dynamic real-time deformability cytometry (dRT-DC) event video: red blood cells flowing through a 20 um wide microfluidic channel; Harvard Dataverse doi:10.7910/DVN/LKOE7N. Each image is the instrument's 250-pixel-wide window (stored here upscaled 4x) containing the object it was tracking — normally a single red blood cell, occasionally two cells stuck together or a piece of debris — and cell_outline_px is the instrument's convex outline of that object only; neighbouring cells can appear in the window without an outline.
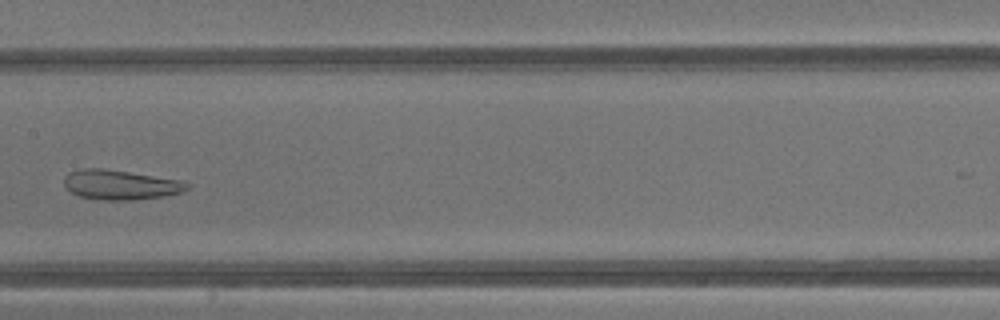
{"species": "common noctule bat (a hibernating species)", "species_latin": "Nyctalus noctula", "temperature_condition": "warm", "stored_images_in_passage": 43, "camera_frame_rate_fps": 3000, "um_per_image_px": 0.085, "animal": {"sex": "male", "body_mass_g": 13.3}, "frame": {"image": 1, "passage_image": 23, "time_ms": 7.333, "image_size_px": [1000, 320], "cell_outline_px": [[188, 188], [180, 192], [164, 196], [136, 200], [104, 200], [80, 196], [72, 192], [64, 184], [64, 176], [68, 172], [80, 168], [104, 168], [184, 180], [188, 184]], "centroid_in_image_um": [10.23, 15.69], "position_along_channel_um": 197.2, "area_um2": 21.39}}
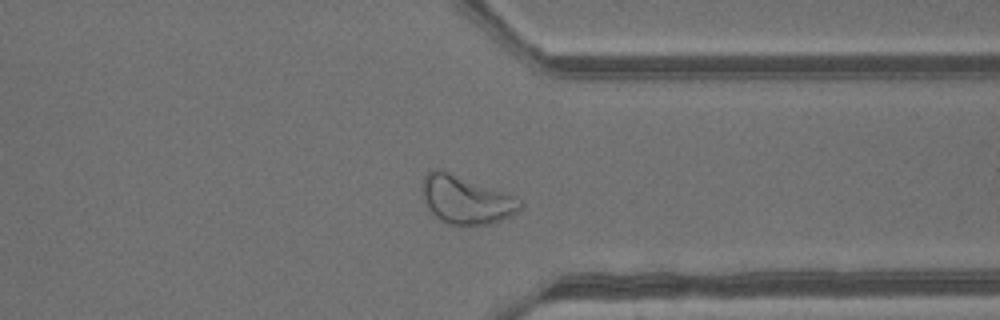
{"frame": {"image": 2, "passage_image": 34, "time_ms": 11.0, "image_size_px": [1000, 320], "cell_outline_px": [[524, 204], [512, 216], [488, 224], [444, 224], [432, 216], [428, 212], [420, 188], [424, 176], [432, 168], [440, 168], [508, 192], [516, 196]], "centroid_in_image_um": [39.57, 16.95], "position_along_channel_um": 371.8, "area_um2": 28.26}}
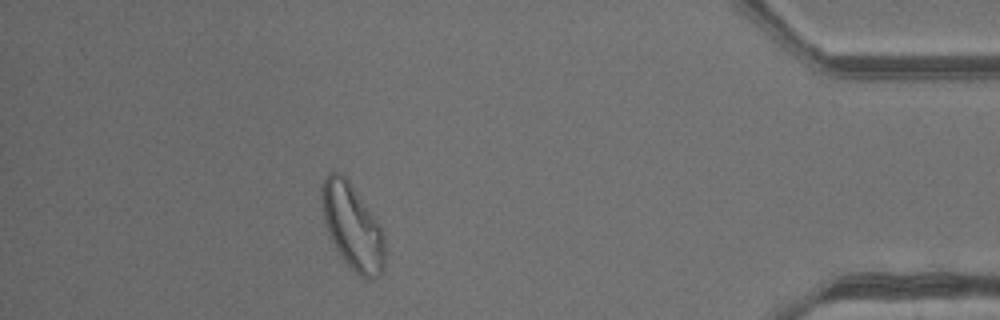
{"frame": {"image": 3, "passage_image": 39, "time_ms": 12.667, "image_size_px": [1000, 320], "cell_outline_px": [[384, 264], [380, 276], [372, 280], [368, 280], [360, 276], [340, 256], [328, 232], [324, 220], [320, 196], [320, 188], [328, 172], [336, 172], [344, 176], [348, 180], [380, 224], [384, 236]], "centroid_in_image_um": [29.95, 19.27], "position_along_channel_um": 405.2, "area_um2": 31.27}}